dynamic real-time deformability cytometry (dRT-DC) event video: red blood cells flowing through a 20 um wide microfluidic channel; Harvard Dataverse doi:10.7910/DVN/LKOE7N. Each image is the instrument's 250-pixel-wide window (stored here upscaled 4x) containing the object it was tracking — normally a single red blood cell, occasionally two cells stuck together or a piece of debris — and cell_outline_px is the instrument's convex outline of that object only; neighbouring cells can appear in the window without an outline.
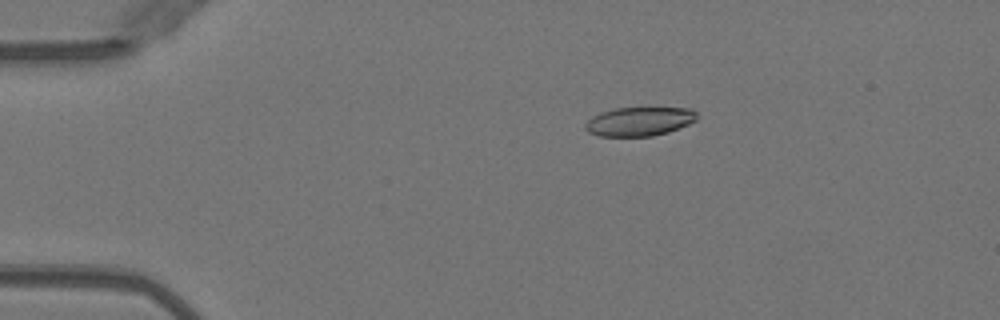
{"species": "Egyptian fruit bat (a non-hibernating species)", "species_latin": "Rousettus aegyptiacus", "temperature_condition": "warm", "stored_images_in_passage": 42, "camera_frame_rate_fps": 3000, "um_per_image_px": 0.085, "animal": {"sex": "female"}, "frame": {"image": 1, "passage_image": 1, "time_ms": 0.0, "image_size_px": [1000, 320], "cell_outline_px": [[696, 120], [688, 124], [668, 132], [652, 136], [600, 136], [588, 132], [584, 128], [584, 124], [592, 116], [600, 112], [616, 108], [692, 108], [696, 112]], "centroid_in_image_um": [54.31, 10.32], "position_along_channel_um": 30.7, "area_um2": 18.79}}
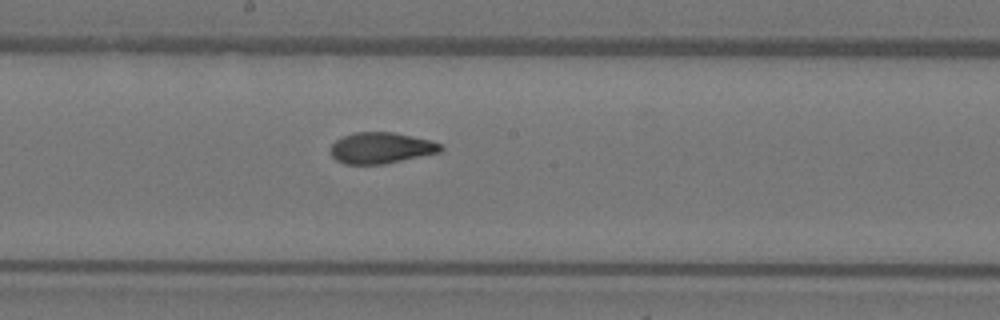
{"frame": {"image": 2, "passage_image": 19, "time_ms": 6.0, "image_size_px": [1000, 320], "cell_outline_px": [[444, 148], [440, 152], [384, 164], [344, 164], [336, 160], [332, 156], [332, 144], [336, 140], [344, 136], [356, 132], [392, 132], [432, 140], [440, 144]], "centroid_in_image_um": [32.41, 12.58], "position_along_channel_um": 215.8, "area_um2": 19.83}}
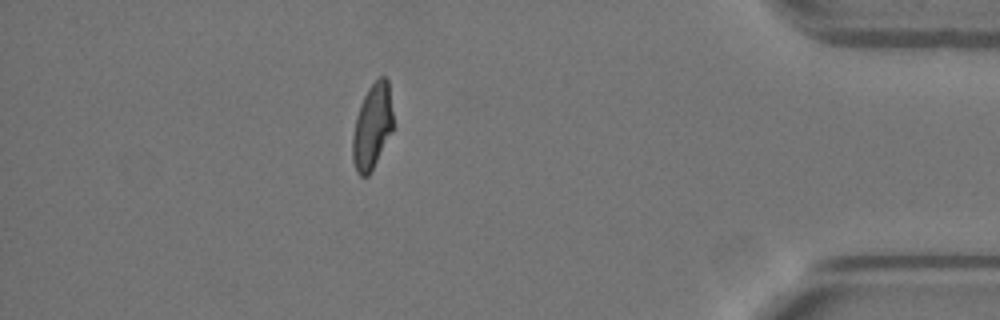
{"frame": {"image": 3, "passage_image": 36, "time_ms": 11.667, "image_size_px": [1000, 320], "cell_outline_px": [[392, 132], [368, 176], [360, 176], [356, 172], [352, 160], [352, 136], [356, 116], [360, 104], [368, 88], [380, 76], [384, 76], [388, 80], [392, 112]], "centroid_in_image_um": [31.61, 10.76], "position_along_channel_um": 403.6, "area_um2": 20.0}, "authors_computed_cell_mechanics": {"area_um2": 20.3745, "velocity_mm_per_s": 4.0498, "shape_relaxation_time_tau1_ms": 7.4631, "shape_relaxation_time_tau2_ms": 1.3388, "deformation_change_tau1": 0.2474, "deformation_change_tau2": 0.0691}}